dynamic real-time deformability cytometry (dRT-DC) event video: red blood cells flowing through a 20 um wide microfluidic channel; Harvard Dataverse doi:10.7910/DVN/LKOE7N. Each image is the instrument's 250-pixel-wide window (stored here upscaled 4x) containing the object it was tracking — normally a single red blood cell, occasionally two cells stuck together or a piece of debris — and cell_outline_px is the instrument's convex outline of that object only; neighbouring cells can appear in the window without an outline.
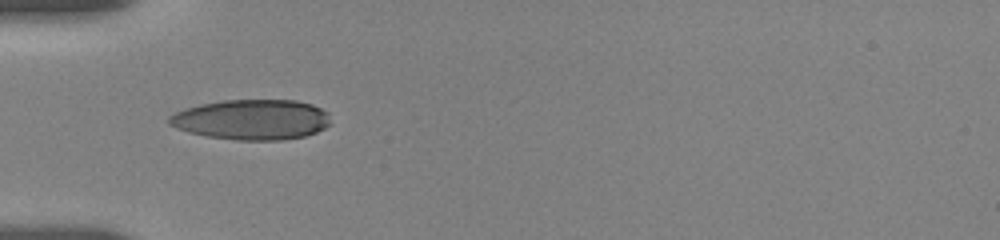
{"species": "human", "species_latin": "Homo sapiens", "temperature_condition": "room temperature", "stored_images_in_passage": 13, "camera_frame_rate_fps": 3000, "um_per_image_px": 0.085, "donor": {"sex": "female"}, "frame": {"image": 1, "passage_image": 1, "time_ms": 0.0, "image_size_px": [1000, 240], "cell_outline_px": [[328, 124], [324, 128], [316, 132], [304, 136], [280, 140], [236, 140], [208, 136], [188, 132], [176, 128], [168, 124], [168, 116], [184, 108], [200, 104], [224, 100], [296, 100], [312, 104], [328, 112]], "centroid_in_image_um": [21.36, 10.16], "position_along_channel_um": 63.6, "area_um2": 37.86}}
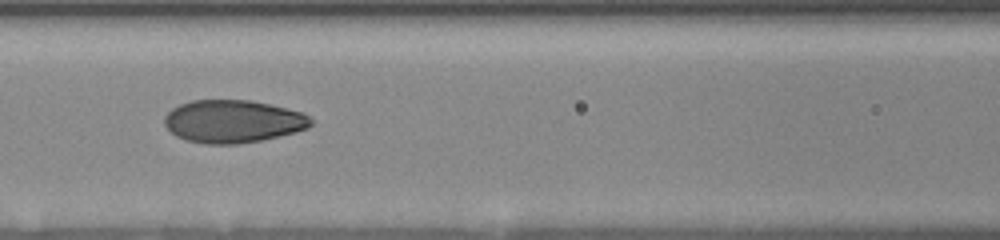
{"frame": {"image": 2, "passage_image": 8, "time_ms": 2.333, "image_size_px": [1000, 240], "cell_outline_px": [[312, 124], [308, 128], [296, 132], [260, 140], [236, 144], [204, 144], [188, 140], [176, 136], [164, 124], [164, 116], [172, 108], [180, 104], [192, 100], [252, 100], [304, 112], [312, 120]], "centroid_in_image_um": [19.81, 10.31], "position_along_channel_um": 146.8, "area_um2": 36.53}}
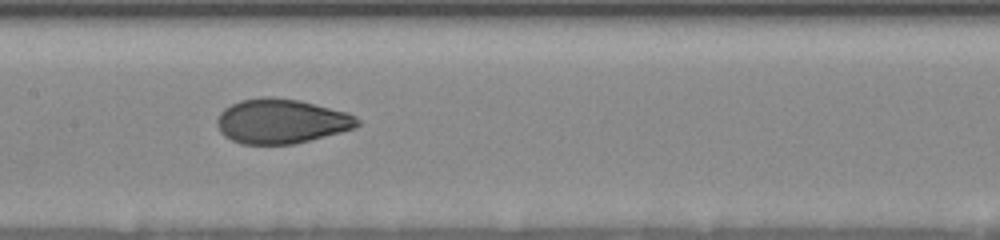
{"frame": {"image": 3, "passage_image": 12, "time_ms": 3.333, "image_size_px": [1000, 240], "cell_outline_px": [[360, 124], [356, 128], [292, 144], [240, 144], [224, 136], [220, 132], [216, 124], [216, 120], [220, 112], [224, 108], [240, 100], [264, 96], [272, 96], [300, 100], [348, 112], [356, 116], [360, 120]], "centroid_in_image_um": [23.9, 10.29], "position_along_channel_um": 183.5, "area_um2": 36.7}}